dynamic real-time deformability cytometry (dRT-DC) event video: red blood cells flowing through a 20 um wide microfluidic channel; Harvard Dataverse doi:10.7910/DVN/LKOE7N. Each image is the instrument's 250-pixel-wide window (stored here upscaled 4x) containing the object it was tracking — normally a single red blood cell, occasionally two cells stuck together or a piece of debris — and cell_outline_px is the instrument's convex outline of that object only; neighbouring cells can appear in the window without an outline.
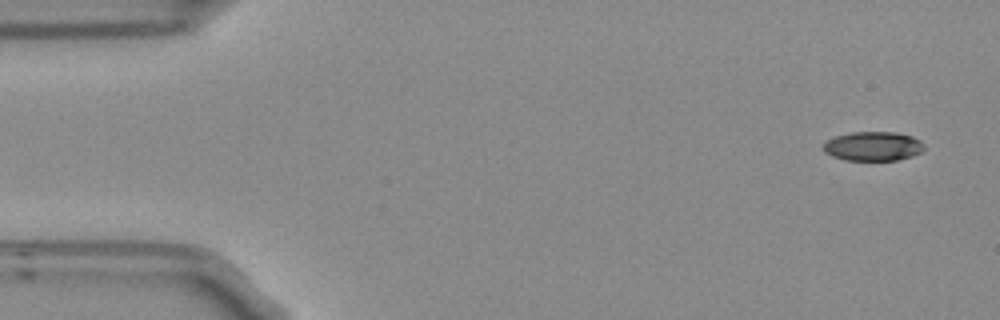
{"species": "Egyptian fruit bat (a non-hibernating species)", "species_latin": "Rousettus aegyptiacus", "temperature_condition": "room temperature", "stored_images_in_passage": 4, "camera_frame_rate_fps": 3000, "um_per_image_px": 0.085, "frame": {"image": 1, "passage_image": 1, "time_ms": 0.0, "image_size_px": [1000, 320], "cell_outline_px": [[924, 152], [912, 156], [896, 160], [844, 160], [832, 156], [824, 152], [824, 144], [828, 140], [836, 136], [852, 132], [896, 132], [912, 136], [920, 140], [924, 144]], "centroid_in_image_um": [74.25, 12.43], "position_along_channel_um": 10.7, "area_um2": 17.22}}